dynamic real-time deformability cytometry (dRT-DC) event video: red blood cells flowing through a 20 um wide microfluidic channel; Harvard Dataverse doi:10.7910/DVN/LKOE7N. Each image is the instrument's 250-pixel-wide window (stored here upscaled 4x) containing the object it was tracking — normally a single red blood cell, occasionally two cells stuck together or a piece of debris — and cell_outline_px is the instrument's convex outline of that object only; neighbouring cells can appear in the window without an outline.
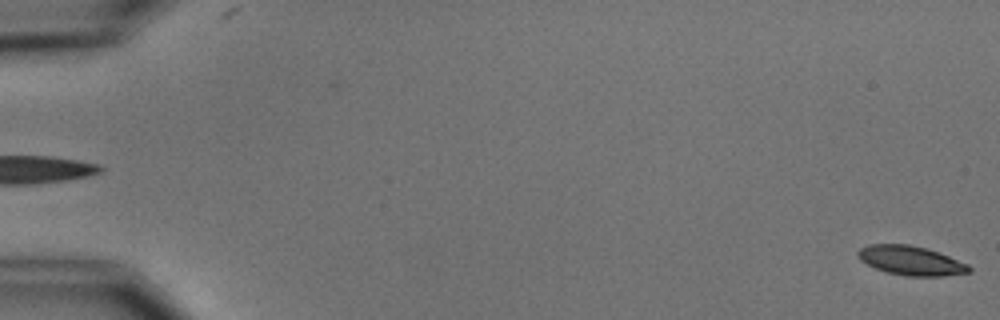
{"species": "common noctule bat (a hibernating species)", "species_latin": "Nyctalus noctula", "temperature_condition": "cold", "stored_images_in_passage": 6, "segment_of_instrument_passage": [2, 2], "camera_frame_rate_fps": 3000, "um_per_image_px": 0.085, "animal": {"sex": "male", "body_mass_g": 15.6}, "frame": {"image": 1, "passage_image": 6, "time_ms": 5.667, "image_size_px": [1000, 320], "cell_outline_px": [[972, 268], [968, 272], [940, 276], [904, 276], [888, 272], [876, 268], [860, 260], [856, 252], [860, 248], [868, 244], [908, 244], [924, 248], [948, 256], [968, 264]], "centroid_in_image_um": [77.39, 22.14], "position_along_channel_um": 7.6, "area_um2": 18.67}}